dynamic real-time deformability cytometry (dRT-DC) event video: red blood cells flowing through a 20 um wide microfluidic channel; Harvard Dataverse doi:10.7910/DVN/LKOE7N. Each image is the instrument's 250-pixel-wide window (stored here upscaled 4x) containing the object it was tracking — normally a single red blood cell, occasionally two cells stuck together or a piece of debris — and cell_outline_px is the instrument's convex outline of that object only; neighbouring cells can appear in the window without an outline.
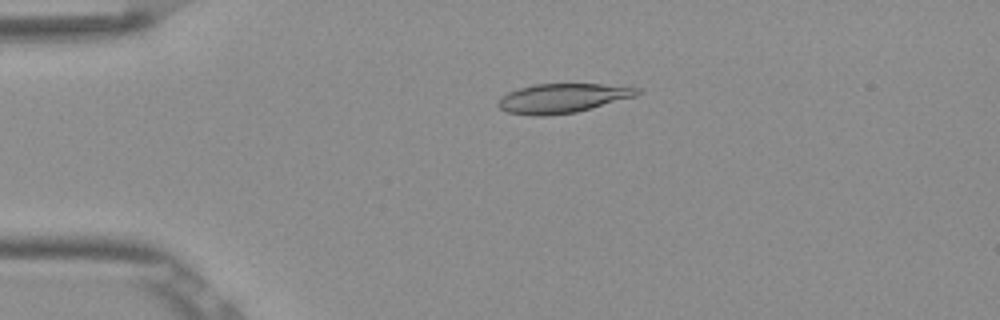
{"species": "Egyptian fruit bat (a non-hibernating species)", "species_latin": "Rousettus aegyptiacus", "temperature_condition": "room temperature", "stored_images_in_passage": 53, "camera_frame_rate_fps": 3000, "um_per_image_px": 0.085, "frame": {"image": 1, "passage_image": 12, "time_ms": 3.667, "image_size_px": [1000, 320], "cell_outline_px": [[640, 92], [636, 96], [576, 112], [544, 116], [532, 116], [508, 112], [500, 108], [496, 104], [496, 100], [500, 96], [508, 92], [520, 88], [536, 84], [600, 84], [640, 88]], "centroid_in_image_um": [47.76, 8.35], "position_along_channel_um": 37.2, "area_um2": 23.7}}
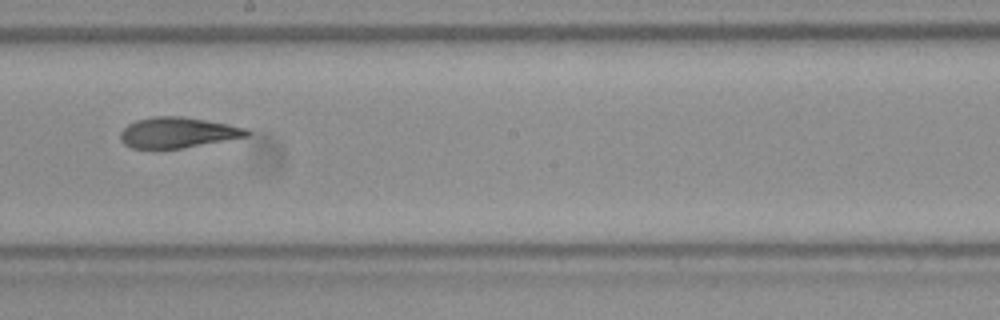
{"frame": {"image": 2, "passage_image": 30, "time_ms": 9.667, "image_size_px": [1000, 320], "cell_outline_px": [[252, 132], [248, 136], [180, 148], [132, 148], [124, 144], [120, 140], [120, 132], [128, 124], [136, 120], [152, 116], [184, 116], [228, 124], [248, 128]], "centroid_in_image_um": [15.1, 11.25], "position_along_channel_um": 233.1, "area_um2": 22.48}}
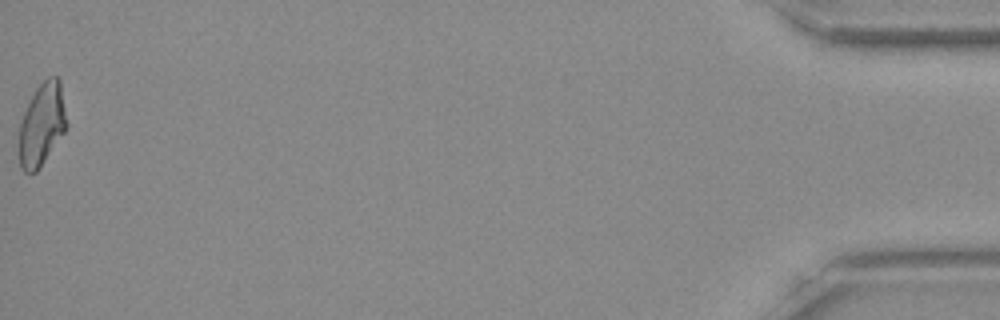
{"frame": {"image": 3, "passage_image": 53, "time_ms": 17.333, "image_size_px": [1000, 320], "cell_outline_px": [[68, 128], [36, 172], [24, 172], [20, 168], [16, 152], [16, 148], [20, 124], [24, 112], [36, 88], [48, 76], [56, 76], [60, 80], [68, 124]], "centroid_in_image_um": [3.53, 10.62], "position_along_channel_um": 431.7, "area_um2": 23.47}, "authors_computed_cell_mechanics": {"area_um2": 23.3512, "velocity_mm_per_s": 3.8637, "shape_relaxation_time_tau1_ms": null, "shape_relaxation_time_tau2_ms": 2.3859, "deformation_change_tau1": null, "deformation_change_tau2": 0.1004}}